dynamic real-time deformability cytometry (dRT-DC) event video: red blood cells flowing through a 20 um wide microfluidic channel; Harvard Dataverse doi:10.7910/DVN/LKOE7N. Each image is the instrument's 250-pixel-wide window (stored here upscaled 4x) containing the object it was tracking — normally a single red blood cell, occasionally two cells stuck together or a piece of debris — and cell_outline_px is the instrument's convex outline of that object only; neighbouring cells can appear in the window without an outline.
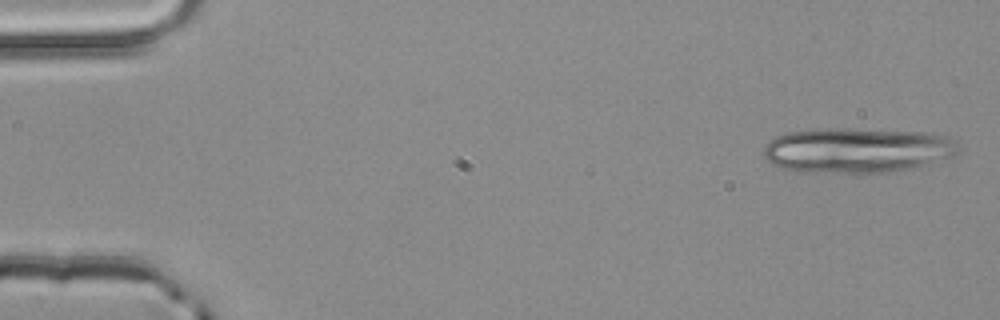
{"species": "common noctule bat (a hibernating species)", "species_latin": "Nyctalus noctula", "temperature_condition": "room temperature", "stored_images_in_passage": 3, "camera_frame_rate_fps": 3000, "um_per_image_px": 0.085, "animal": {"sex": "male", "body_mass_g": 20.4}, "frame": {"image": 1, "passage_image": 1, "time_ms": 0.0, "image_size_px": [1000, 320], "cell_outline_px": [[960, 148], [952, 156], [928, 164], [868, 176], [856, 176], [800, 172], [784, 168], [768, 160], [764, 156], [764, 148], [776, 136], [784, 132], [820, 128], [848, 128], [924, 132], [948, 136]], "centroid_in_image_um": [72.83, 12.8], "position_along_channel_um": 12.2, "area_um2": 52.37}}